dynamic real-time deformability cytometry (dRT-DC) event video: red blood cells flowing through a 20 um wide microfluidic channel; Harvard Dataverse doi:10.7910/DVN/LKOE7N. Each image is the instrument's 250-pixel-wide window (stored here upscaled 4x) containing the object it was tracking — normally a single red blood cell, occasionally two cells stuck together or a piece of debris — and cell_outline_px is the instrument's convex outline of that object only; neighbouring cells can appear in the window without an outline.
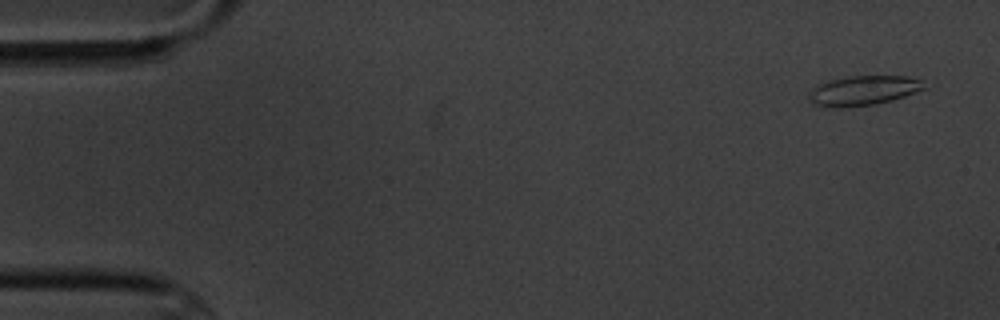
{"species": "common noctule bat (a hibernating species)", "species_latin": "Nyctalus noctula", "temperature_condition": "cold", "stored_images_in_passage": 4, "camera_frame_rate_fps": 3000, "um_per_image_px": 0.085, "animal": {"sex": "male", "body_mass_g": 20.1, "forearm_length_mm": 53.5}, "frame": {"image": 1, "passage_image": 1, "time_ms": 0.0, "image_size_px": [1000, 320], "cell_outline_px": [[928, 88], [892, 100], [876, 104], [840, 108], [832, 108], [812, 104], [808, 100], [808, 92], [816, 84], [828, 80], [848, 76], [908, 76], [920, 80]], "centroid_in_image_um": [73.32, 7.7], "position_along_channel_um": 11.7, "area_um2": 20.29}}
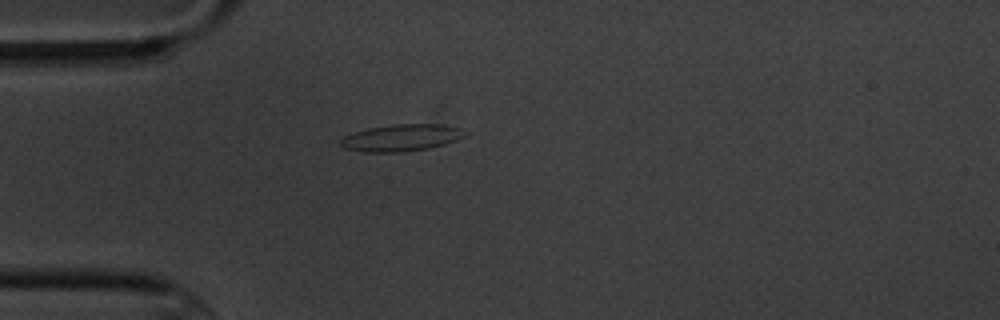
{"frame": {"image": 2, "passage_image": 4, "time_ms": 4.333, "image_size_px": [1000, 320], "cell_outline_px": [[468, 132], [464, 136], [456, 140], [444, 144], [428, 148], [400, 152], [364, 152], [344, 148], [340, 144], [340, 140], [344, 136], [368, 128], [392, 124], [444, 124], [460, 128]], "centroid_in_image_um": [34.13, 11.7], "position_along_channel_um": 50.9, "area_um2": 19.42}}